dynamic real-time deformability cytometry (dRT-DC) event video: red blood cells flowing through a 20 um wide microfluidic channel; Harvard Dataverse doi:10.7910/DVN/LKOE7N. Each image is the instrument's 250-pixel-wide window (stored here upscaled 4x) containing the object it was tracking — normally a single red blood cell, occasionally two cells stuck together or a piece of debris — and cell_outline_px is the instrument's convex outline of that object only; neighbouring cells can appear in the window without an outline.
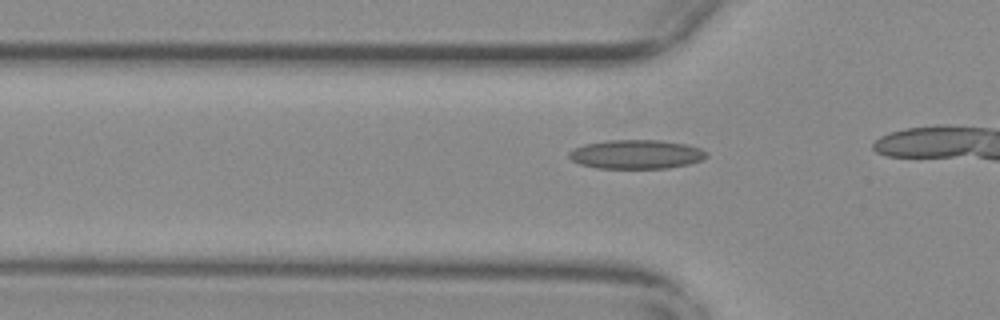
{"species": "common noctule bat (a hibernating species)", "species_latin": "Nyctalus noctula", "temperature_condition": "warm", "stored_images_in_passage": 12, "camera_frame_rate_fps": 3000, "um_per_image_px": 0.085, "animal": {"sex": "female", "body_mass_g": 29.2, "forearm_length_mm": 56.3}, "frame": {"image": 1, "passage_image": 7, "time_ms": 2.0, "image_size_px": [1000, 320], "cell_outline_px": [[708, 156], [700, 160], [688, 164], [668, 168], [596, 168], [580, 164], [572, 160], [568, 156], [568, 152], [572, 148], [584, 144], [608, 140], [660, 140], [688, 144], [700, 148], [708, 152]], "centroid_in_image_um": [54.07, 13.11], "position_along_channel_um": 71.7, "area_um2": 23.41}}